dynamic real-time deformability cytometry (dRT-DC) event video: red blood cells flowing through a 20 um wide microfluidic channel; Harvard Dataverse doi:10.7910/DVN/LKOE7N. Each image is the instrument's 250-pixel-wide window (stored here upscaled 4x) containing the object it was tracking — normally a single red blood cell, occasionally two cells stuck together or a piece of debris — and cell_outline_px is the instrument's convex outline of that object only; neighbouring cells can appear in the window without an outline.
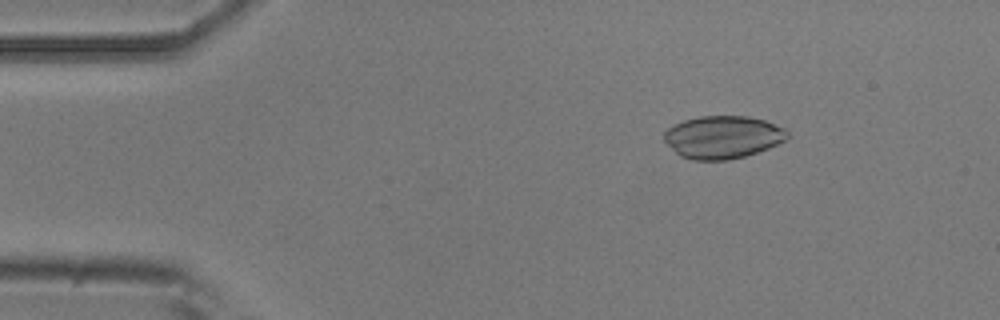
{"species": "common noctule bat (a hibernating species)", "species_latin": "Nyctalus noctula", "temperature_condition": "room temperature", "stored_images_in_passage": 5, "camera_frame_rate_fps": 3000, "um_per_image_px": 0.085, "animal": {"sex": "male", "body_mass_g": 20.5, "forearm_length_mm": 52.5}, "frame": {"image": 1, "passage_image": 3, "time_ms": 2.0, "image_size_px": [1000, 320], "cell_outline_px": [[788, 136], [784, 140], [768, 148], [744, 156], [728, 160], [692, 160], [680, 156], [664, 140], [664, 132], [672, 124], [684, 120], [700, 116], [748, 116], [764, 120], [784, 128], [788, 132]], "centroid_in_image_um": [61.4, 11.65], "position_along_channel_um": 23.6, "area_um2": 30.52}}